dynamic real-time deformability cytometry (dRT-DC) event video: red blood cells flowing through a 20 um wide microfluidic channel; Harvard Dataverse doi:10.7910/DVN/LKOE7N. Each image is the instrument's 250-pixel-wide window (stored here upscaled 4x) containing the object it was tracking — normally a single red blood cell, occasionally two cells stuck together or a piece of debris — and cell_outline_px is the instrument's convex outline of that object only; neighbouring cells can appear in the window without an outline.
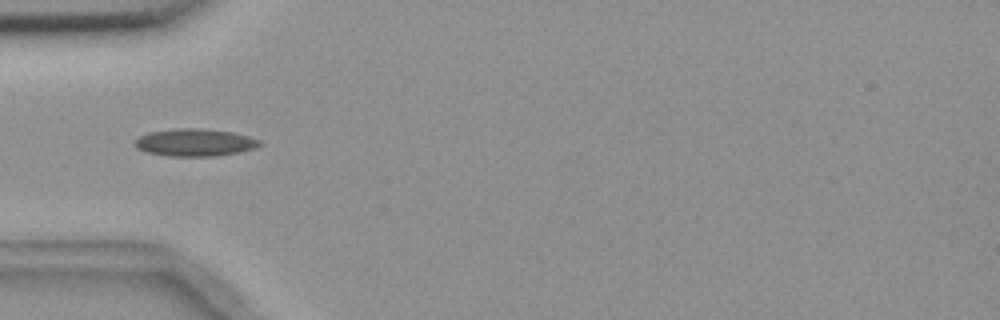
{"species": "common noctule bat (a hibernating species)", "species_latin": "Nyctalus noctula", "temperature_condition": "room temperature", "stored_images_in_passage": 7, "camera_frame_rate_fps": 3000, "um_per_image_px": 0.085, "animal": {"sex": "female", "body_mass_g": 18.4}, "frame": {"image": 1, "passage_image": 1, "time_ms": 0.0, "image_size_px": [1000, 320], "cell_outline_px": [[260, 144], [256, 148], [240, 152], [212, 156], [168, 156], [148, 152], [136, 148], [136, 140], [140, 136], [148, 132], [176, 128], [204, 128], [232, 132], [248, 136], [260, 140]], "centroid_in_image_um": [16.57, 12.1], "position_along_channel_um": 68.4, "area_um2": 19.88}}
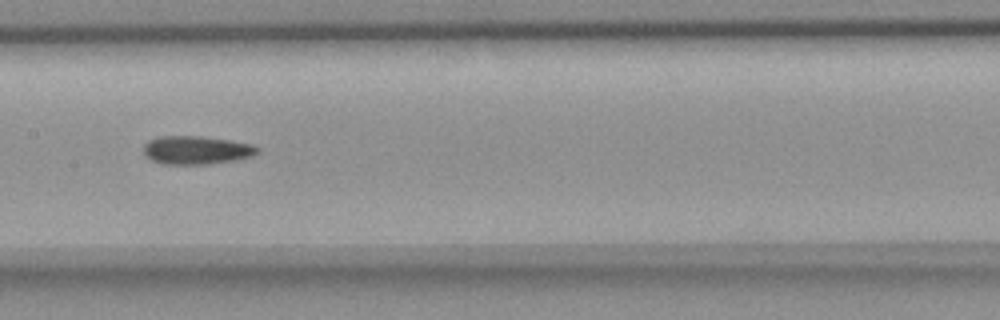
{"frame": {"image": 2, "passage_image": 4, "time_ms": 3.333, "image_size_px": [1000, 320], "cell_outline_px": [[260, 152], [252, 156], [236, 160], [208, 164], [164, 164], [152, 160], [144, 156], [144, 144], [148, 140], [156, 136], [204, 136], [252, 144], [260, 148]], "centroid_in_image_um": [16.69, 12.75], "position_along_channel_um": 190.7, "area_um2": 19.02}}
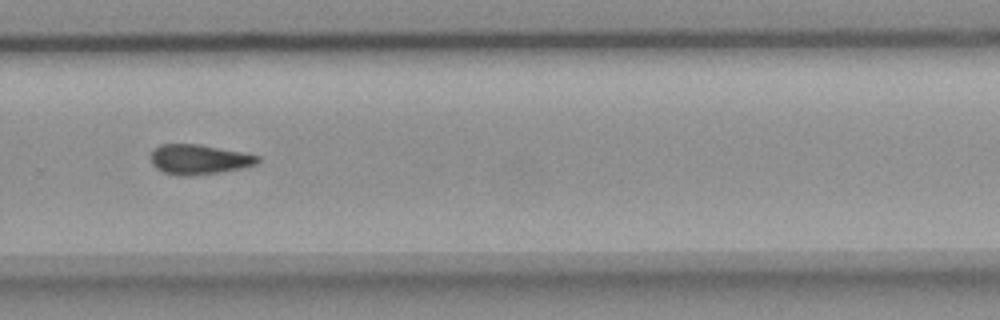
{"frame": {"image": 3, "passage_image": 7, "time_ms": 6.667, "image_size_px": [1000, 320], "cell_outline_px": [[260, 160], [256, 164], [240, 168], [216, 172], [184, 176], [180, 176], [164, 172], [156, 168], [152, 164], [152, 148], [160, 144], [196, 144], [240, 152], [260, 156]], "centroid_in_image_um": [16.87, 13.54], "position_along_channel_um": 312.9, "area_um2": 18.21}}